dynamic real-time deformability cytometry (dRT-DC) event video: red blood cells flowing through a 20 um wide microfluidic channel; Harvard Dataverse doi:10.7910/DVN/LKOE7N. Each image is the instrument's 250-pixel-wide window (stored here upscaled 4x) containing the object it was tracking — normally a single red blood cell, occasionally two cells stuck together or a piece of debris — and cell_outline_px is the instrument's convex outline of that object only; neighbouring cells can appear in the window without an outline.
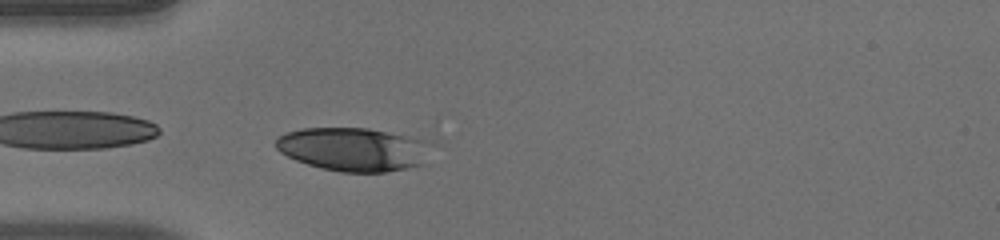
{"species": "human", "species_latin": "Homo sapiens", "temperature_condition": "warm", "stored_images_in_passage": 34, "camera_frame_rate_fps": 3000, "um_per_image_px": 0.085, "donor": {"sex": "male"}, "frame": {"image": 1, "passage_image": 1, "time_ms": 0.0, "image_size_px": [1000, 240], "cell_outline_px": [[440, 140], [424, 164], [384, 172], [340, 172], [308, 164], [296, 160], [280, 152], [276, 148], [276, 140], [280, 136], [288, 132], [300, 128], [368, 128]], "centroid_in_image_um": [30.24, 12.66], "position_along_channel_um": 54.8, "area_um2": 40.46}}
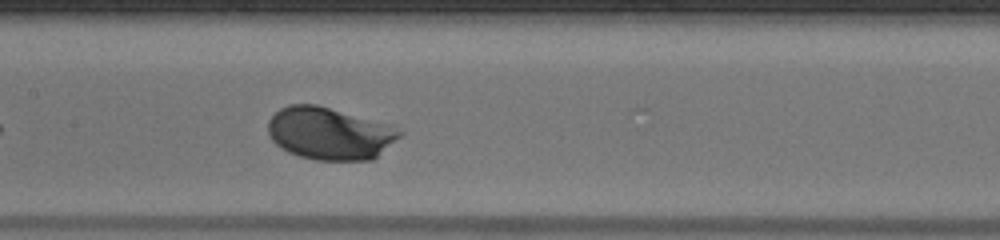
{"frame": {"image": 2, "passage_image": 11, "time_ms": 3.333, "image_size_px": [1000, 240], "cell_outline_px": [[404, 132], [400, 136], [372, 160], [316, 160], [300, 156], [288, 152], [280, 148], [272, 140], [268, 132], [268, 120], [280, 108], [288, 104], [316, 104], [392, 124]], "centroid_in_image_um": [28.02, 11.33], "position_along_channel_um": 179.4, "area_um2": 40.34}}
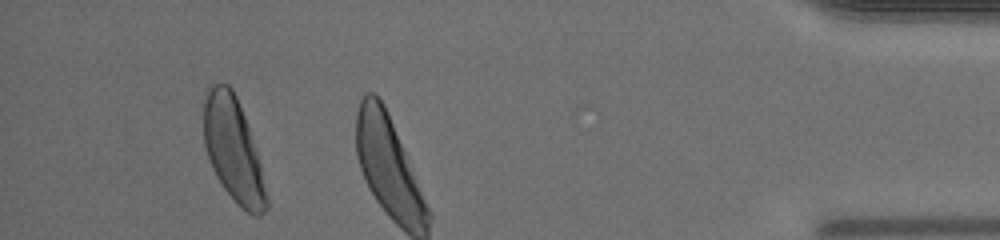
{"frame": {"image": 3, "passage_image": 31, "time_ms": 10.0, "image_size_px": [1000, 240], "cell_outline_px": [[268, 208], [260, 216], [252, 216], [236, 204], [224, 188], [216, 176], [212, 168], [204, 144], [204, 96], [208, 88], [212, 84], [228, 84], [232, 88], [236, 96], [244, 116], [260, 164], [268, 196]], "centroid_in_image_um": [19.82, 12.77], "position_along_channel_um": 415.4, "area_um2": 37.8}, "authors_computed_cell_mechanics": {"area_um2": 39.5063, "velocity_mm_per_s": 3.9513, "shape_relaxation_time_tau1_ms": 1.6904, "shape_relaxation_time_tau2_ms": null, "deformation_change_tau1": 0.1415, "deformation_change_tau2": null}}